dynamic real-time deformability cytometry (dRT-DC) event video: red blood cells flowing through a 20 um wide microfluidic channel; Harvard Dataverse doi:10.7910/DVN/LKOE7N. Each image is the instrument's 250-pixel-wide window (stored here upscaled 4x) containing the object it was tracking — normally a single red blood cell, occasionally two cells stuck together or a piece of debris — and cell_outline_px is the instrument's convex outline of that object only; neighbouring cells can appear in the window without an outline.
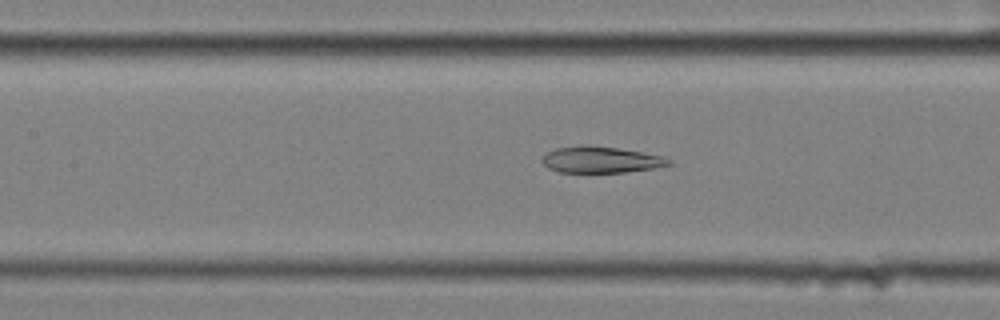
{"species": "common noctule bat (a hibernating species)", "species_latin": "Nyctalus noctula", "temperature_condition": "cold", "stored_images_in_passage": 42, "camera_frame_rate_fps": 3000, "um_per_image_px": 0.085, "animal": {"sex": "female", "body_mass_g": 25.1}, "frame": {"image": 1, "passage_image": 11, "time_ms": 3.333, "image_size_px": [1000, 320], "cell_outline_px": [[672, 164], [652, 168], [624, 172], [560, 172], [548, 168], [540, 160], [548, 152], [556, 148], [584, 144], [616, 148], [664, 156], [672, 160]], "centroid_in_image_um": [51.06, 13.57], "position_along_channel_um": 156.3, "area_um2": 19.31}}
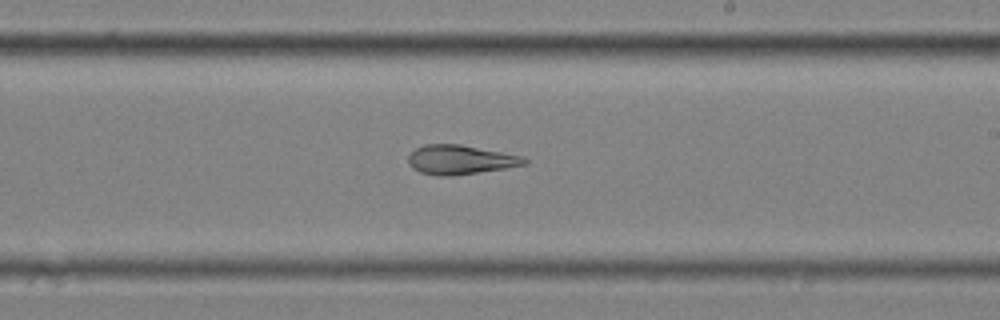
{"frame": {"image": 2, "passage_image": 19, "time_ms": 6.0, "image_size_px": [1000, 320], "cell_outline_px": [[528, 164], [504, 168], [452, 176], [436, 176], [420, 172], [412, 168], [408, 164], [408, 156], [416, 148], [424, 144], [460, 144], [524, 156], [528, 160]], "centroid_in_image_um": [39.11, 13.57], "position_along_channel_um": 249.9, "area_um2": 19.88}}
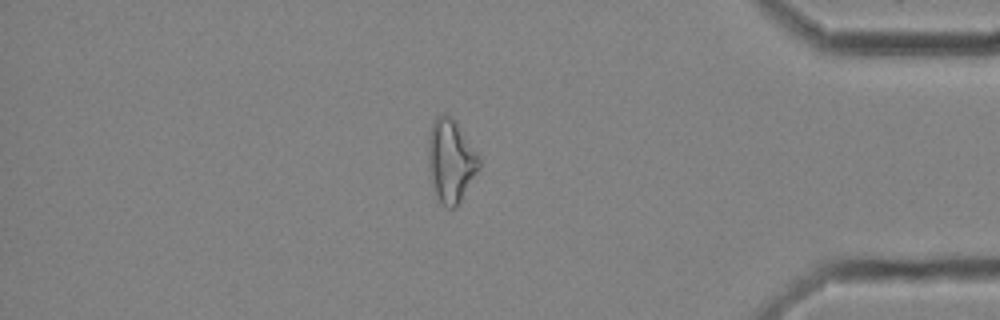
{"frame": {"image": 3, "passage_image": 34, "time_ms": 11.0, "image_size_px": [1000, 320], "cell_outline_px": [[480, 168], [456, 208], [448, 208], [440, 200], [432, 188], [428, 168], [428, 136], [432, 120], [436, 116], [444, 112], [452, 116], [480, 156]], "centroid_in_image_um": [38.3, 13.62], "position_along_channel_um": 396.9, "area_um2": 24.97}, "authors_computed_cell_mechanics": {"area_um2": 21.2993, "velocity_mm_per_s": 3.5161, "shape_relaxation_time_tau1_ms": null, "shape_relaxation_time_tau2_ms": 3.6132, "deformation_change_tau1": null, "deformation_change_tau2": 0.1226}}